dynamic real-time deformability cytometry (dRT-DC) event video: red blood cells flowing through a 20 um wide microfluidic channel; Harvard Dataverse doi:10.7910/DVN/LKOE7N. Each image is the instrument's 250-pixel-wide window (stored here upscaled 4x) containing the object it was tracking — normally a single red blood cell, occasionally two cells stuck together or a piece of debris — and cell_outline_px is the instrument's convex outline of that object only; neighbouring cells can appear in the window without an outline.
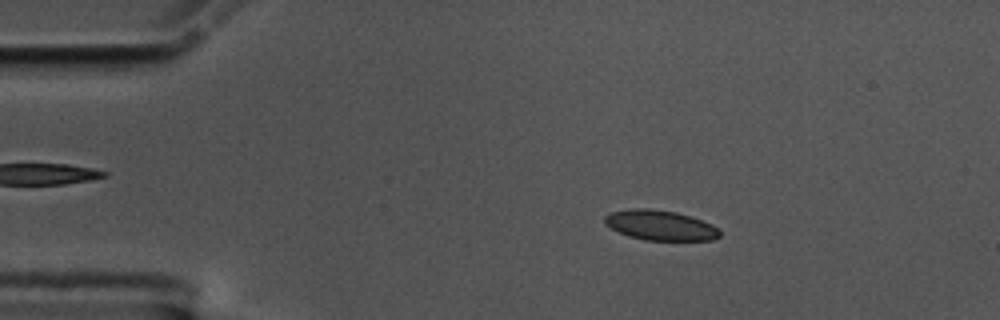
{"species": "common noctule bat (a hibernating species)", "species_latin": "Nyctalus noctula", "temperature_condition": "cold", "stored_images_in_passage": 56, "camera_frame_rate_fps": 3000, "um_per_image_px": 0.085, "animal": {"sex": "male", "body_mass_g": 17.5, "forearm_length_mm": 52.3}, "frame": {"image": 1, "passage_image": 9, "time_ms": 2.667, "image_size_px": [1000, 320], "cell_outline_px": [[720, 236], [712, 240], [644, 240], [628, 236], [604, 224], [604, 216], [612, 212], [632, 208], [652, 208], [676, 212], [692, 216], [712, 224], [720, 232]], "centroid_in_image_um": [56.12, 19.14], "position_along_channel_um": 28.9, "area_um2": 20.17}}
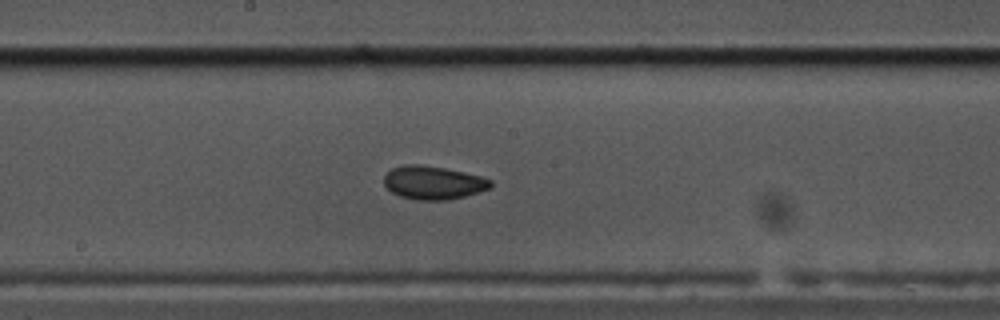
{"frame": {"image": 2, "passage_image": 29, "time_ms": 9.333, "image_size_px": [1000, 320], "cell_outline_px": [[492, 184], [488, 188], [464, 196], [448, 200], [416, 200], [400, 196], [392, 192], [384, 184], [384, 176], [392, 168], [404, 164], [420, 164], [444, 168], [480, 176], [492, 180]], "centroid_in_image_um": [36.78, 15.52], "position_along_channel_um": 211.4, "area_um2": 20.52}}
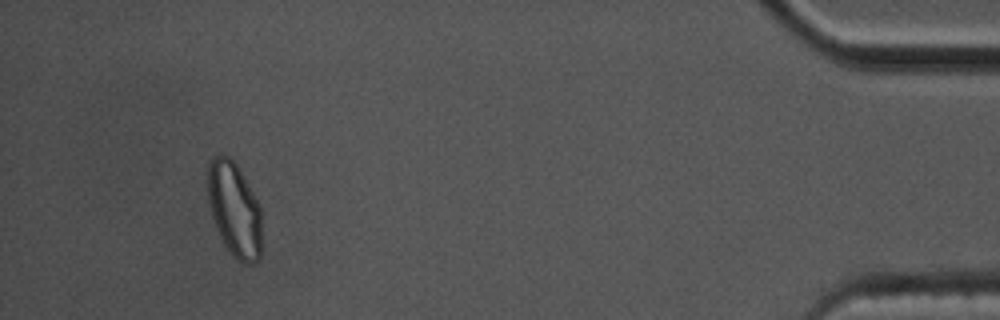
{"frame": {"image": 3, "passage_image": 52, "time_ms": 17.0, "image_size_px": [1000, 320], "cell_outline_px": [[260, 256], [256, 264], [244, 264], [232, 256], [224, 244], [216, 228], [212, 216], [208, 196], [208, 160], [220, 152], [224, 152], [236, 164], [252, 192], [260, 208]], "centroid_in_image_um": [19.9, 17.8], "position_along_channel_um": 415.3, "area_um2": 29.65}, "authors_computed_cell_mechanics": {"area_um2": 20.3456, "velocity_mm_per_s": 3.5466, "shape_relaxation_time_tau1_ms": 5.4167, "shape_relaxation_time_tau2_ms": 2.3535, "deformation_change_tau1": 0.0917, "deformation_change_tau2": 0.0634}}